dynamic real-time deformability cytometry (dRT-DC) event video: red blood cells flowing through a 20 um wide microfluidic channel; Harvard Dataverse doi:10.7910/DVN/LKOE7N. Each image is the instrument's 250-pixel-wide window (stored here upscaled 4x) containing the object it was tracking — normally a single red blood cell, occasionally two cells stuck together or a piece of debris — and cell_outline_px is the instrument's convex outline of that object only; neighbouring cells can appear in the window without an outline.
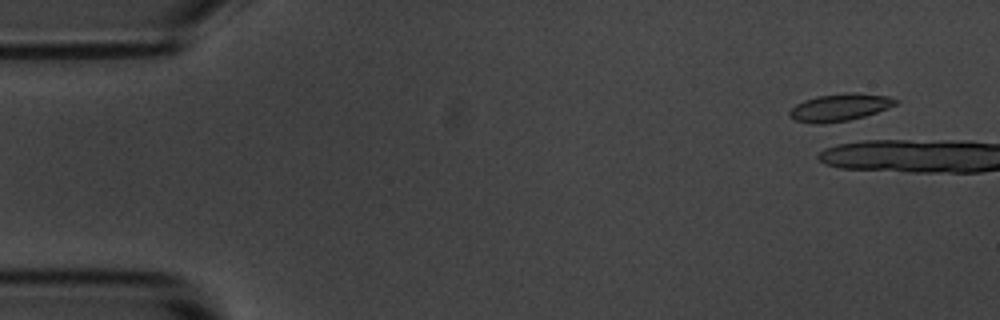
{"species": "common noctule bat (a hibernating species)", "species_latin": "Nyctalus noctula", "temperature_condition": "room temperature", "stored_images_in_passage": 7, "camera_frame_rate_fps": 3000, "um_per_image_px": 0.085, "animal": {"sex": "male", "body_mass_g": 20.1, "forearm_length_mm": 53.5}, "frame": {"image": 1, "passage_image": 4, "time_ms": 1.0, "image_size_px": [1000, 320], "cell_outline_px": [[900, 100], [896, 104], [888, 108], [864, 116], [848, 120], [820, 124], [816, 124], [796, 120], [788, 116], [788, 112], [796, 104], [804, 100], [816, 96], [848, 92], [852, 92], [888, 96]], "centroid_in_image_um": [71.37, 9.11], "position_along_channel_um": 13.6, "area_um2": 16.88}}